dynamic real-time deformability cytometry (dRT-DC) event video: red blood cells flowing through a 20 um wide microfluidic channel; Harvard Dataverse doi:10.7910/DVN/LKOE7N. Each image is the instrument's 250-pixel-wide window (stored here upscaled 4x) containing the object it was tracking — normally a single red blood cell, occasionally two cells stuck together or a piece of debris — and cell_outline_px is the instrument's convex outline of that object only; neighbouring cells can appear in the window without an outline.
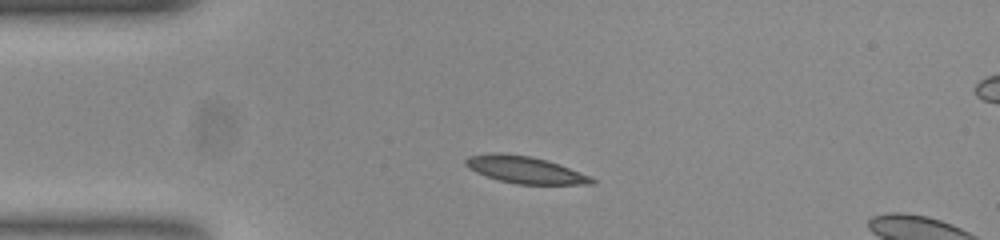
{"species": "common noctule bat (a hibernating species)", "species_latin": "Nyctalus noctula", "temperature_condition": "room temperature", "stored_images_in_passage": 23, "camera_frame_rate_fps": 3000, "um_per_image_px": 0.085, "animal": {"sex": "female", "body_mass_g": 23.0, "forearm_length_mm": 53.4}, "frame": {"image": 1, "passage_image": 1, "time_ms": 0.0, "image_size_px": [1000, 240], "cell_outline_px": [[596, 180], [592, 184], [516, 184], [500, 180], [476, 172], [468, 168], [464, 164], [464, 160], [468, 156], [528, 156], [544, 160], [568, 168], [588, 176]], "centroid_in_image_um": [44.66, 14.49], "position_along_channel_um": 40.3, "area_um2": 18.44}}
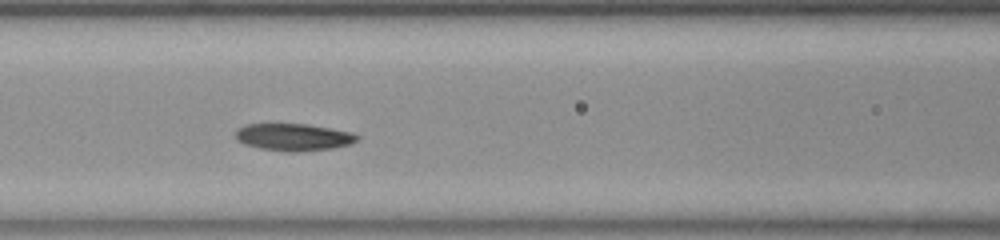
{"frame": {"image": 2, "passage_image": 11, "time_ms": 3.333, "image_size_px": [1000, 240], "cell_outline_px": [[360, 140], [348, 144], [332, 148], [296, 152], [288, 152], [260, 148], [244, 144], [236, 140], [236, 128], [248, 124], [304, 124], [352, 132], [360, 136]], "centroid_in_image_um": [24.94, 11.66], "position_along_channel_um": 141.7, "area_um2": 19.19}}
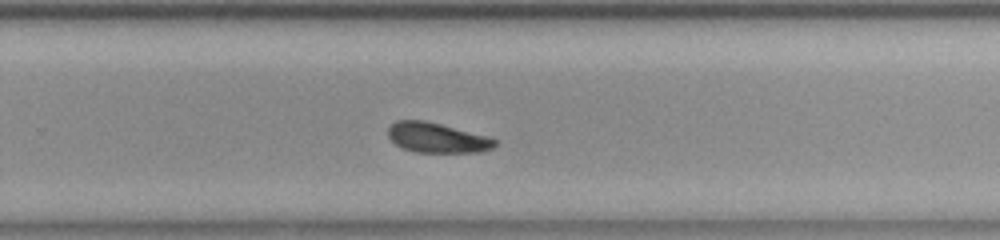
{"frame": {"image": 3, "passage_image": 23, "time_ms": 7.333, "image_size_px": [1000, 240], "cell_outline_px": [[496, 144], [492, 148], [480, 152], [416, 152], [404, 148], [396, 144], [388, 136], [388, 128], [396, 120], [424, 120], [440, 124], [484, 136], [496, 140]], "centroid_in_image_um": [37.1, 11.71], "position_along_channel_um": 292.7, "area_um2": 18.21}}